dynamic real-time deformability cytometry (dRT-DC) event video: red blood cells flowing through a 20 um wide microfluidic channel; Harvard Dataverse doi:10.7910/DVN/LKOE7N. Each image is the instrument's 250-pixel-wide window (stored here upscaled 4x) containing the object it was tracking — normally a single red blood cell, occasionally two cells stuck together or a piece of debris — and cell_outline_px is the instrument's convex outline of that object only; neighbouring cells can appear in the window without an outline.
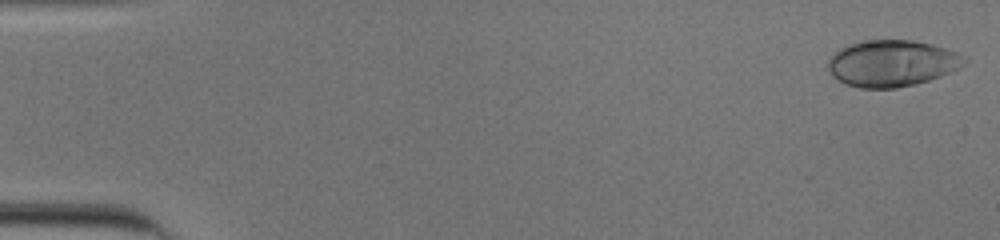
{"species": "human", "species_latin": "Homo sapiens", "temperature_condition": "cold", "stored_images_in_passage": 44, "camera_frame_rate_fps": 3000, "um_per_image_px": 0.085, "donor": {"sex": "male"}, "frame": {"image": 1, "passage_image": 1, "time_ms": 0.0, "image_size_px": [1000, 240], "cell_outline_px": [[968, 60], [964, 64], [940, 76], [916, 84], [896, 88], [860, 88], [844, 84], [832, 76], [828, 68], [828, 60], [832, 52], [848, 44], [864, 40], [912, 40], [932, 44], [948, 48], [968, 56]], "centroid_in_image_um": [75.8, 5.37], "position_along_channel_um": 9.2, "area_um2": 37.28}}
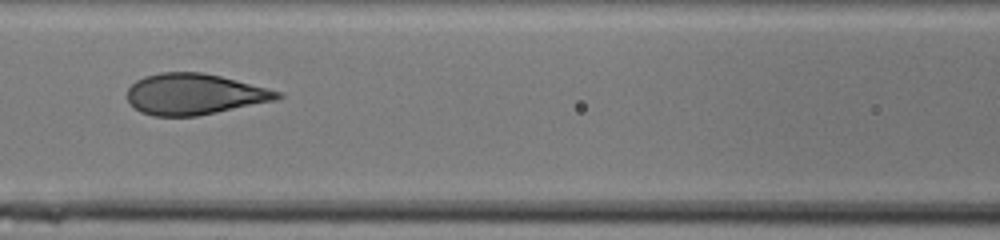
{"frame": {"image": 2, "passage_image": 24, "time_ms": 7.667, "image_size_px": [1000, 240], "cell_outline_px": [[284, 96], [276, 100], [196, 116], [152, 116], [140, 112], [128, 100], [128, 88], [136, 80], [144, 76], [160, 72], [200, 72], [220, 76], [268, 88], [280, 92]], "centroid_in_image_um": [16.51, 8.0], "position_along_channel_um": 150.1, "area_um2": 35.66}}
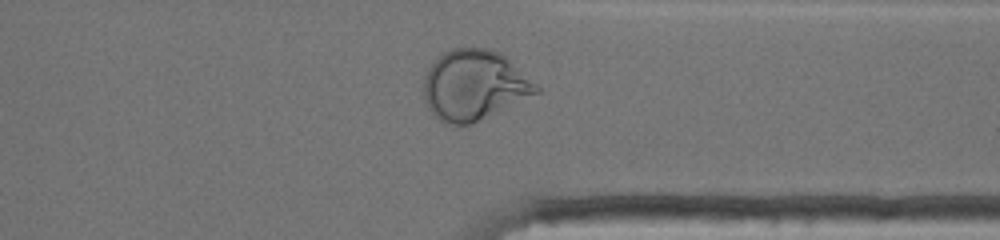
{"frame": {"image": 3, "passage_image": 41, "time_ms": 13.333, "image_size_px": [1000, 240], "cell_outline_px": [[540, 92], [472, 124], [448, 124], [440, 120], [428, 108], [424, 100], [424, 76], [428, 68], [444, 52], [452, 48], [488, 48], [500, 52], [536, 84], [540, 88]], "centroid_in_image_um": [40.29, 7.24], "position_along_channel_um": 371.1, "area_um2": 45.6}, "authors_computed_cell_mechanics": {"area_um2": 36.0383, "velocity_mm_per_s": 3.9115, "shape_relaxation_time_tau1_ms": 11.1858, "shape_relaxation_time_tau2_ms": null, "deformation_change_tau1": 0.3496, "deformation_change_tau2": null}}